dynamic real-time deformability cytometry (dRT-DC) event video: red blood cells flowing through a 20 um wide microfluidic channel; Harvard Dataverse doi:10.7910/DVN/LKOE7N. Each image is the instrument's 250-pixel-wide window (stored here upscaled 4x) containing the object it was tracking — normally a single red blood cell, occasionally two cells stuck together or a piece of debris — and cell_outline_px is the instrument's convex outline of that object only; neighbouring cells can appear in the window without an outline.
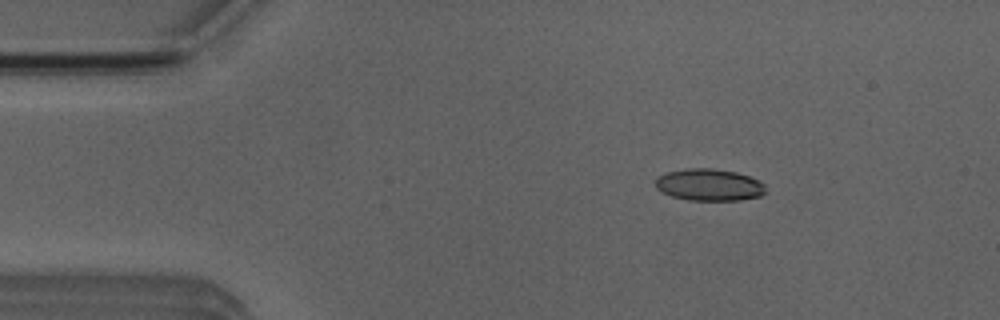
{"species": "Egyptian fruit bat (a non-hibernating species)", "species_latin": "Rousettus aegyptiacus", "temperature_condition": "room temperature", "stored_images_in_passage": 4, "camera_frame_rate_fps": 3000, "um_per_image_px": 0.085, "animal": {"sex": "male"}, "frame": {"image": 1, "passage_image": 3, "time_ms": 2.333, "image_size_px": [1000, 320], "cell_outline_px": [[764, 192], [760, 196], [740, 200], [688, 200], [672, 196], [660, 192], [656, 188], [656, 180], [660, 176], [668, 172], [688, 168], [712, 168], [736, 172], [748, 176], [764, 184]], "centroid_in_image_um": [60.26, 15.71], "position_along_channel_um": 24.7, "area_um2": 20.29}}